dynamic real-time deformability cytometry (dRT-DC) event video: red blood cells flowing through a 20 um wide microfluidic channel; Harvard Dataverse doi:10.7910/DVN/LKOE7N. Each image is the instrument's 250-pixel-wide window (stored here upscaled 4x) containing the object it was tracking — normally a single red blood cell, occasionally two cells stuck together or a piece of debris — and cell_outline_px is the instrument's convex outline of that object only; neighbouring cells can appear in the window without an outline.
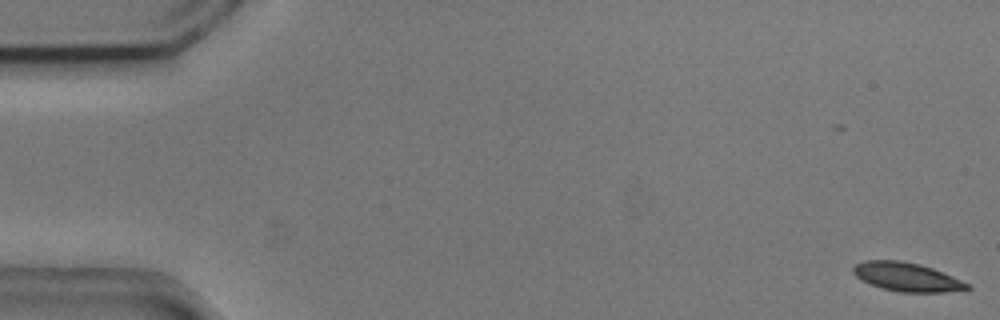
{"species": "common noctule bat (a hibernating species)", "species_latin": "Nyctalus noctula", "temperature_condition": "cold", "stored_images_in_passage": 6, "camera_frame_rate_fps": 3000, "um_per_image_px": 0.085, "animal": {"sex": "male", "body_mass_g": 20.5, "forearm_length_mm": 52.5}, "frame": {"image": 1, "passage_image": 1, "time_ms": 0.0, "image_size_px": [1000, 320], "cell_outline_px": [[972, 288], [944, 292], [900, 292], [884, 288], [860, 280], [852, 272], [852, 268], [856, 264], [864, 260], [900, 260], [920, 264], [932, 268], [972, 284]], "centroid_in_image_um": [77.09, 23.53], "position_along_channel_um": 7.9, "area_um2": 19.07}}